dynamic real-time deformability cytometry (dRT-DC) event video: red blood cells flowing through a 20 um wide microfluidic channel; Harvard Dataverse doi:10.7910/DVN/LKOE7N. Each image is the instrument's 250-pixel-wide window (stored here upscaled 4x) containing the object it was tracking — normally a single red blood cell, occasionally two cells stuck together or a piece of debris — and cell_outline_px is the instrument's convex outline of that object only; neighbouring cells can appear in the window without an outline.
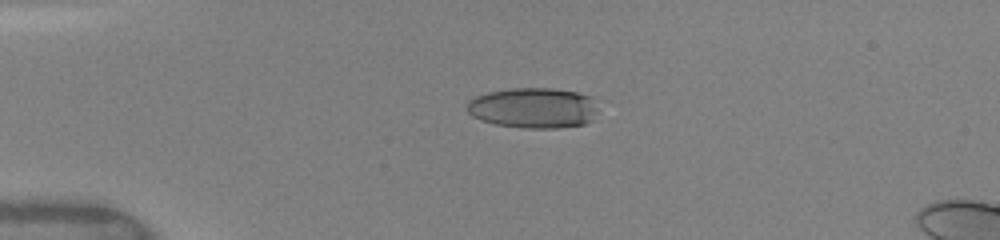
{"species": "human", "species_latin": "Homo sapiens", "temperature_condition": "warm", "stored_images_in_passage": 23, "camera_frame_rate_fps": 3000, "um_per_image_px": 0.085, "donor": {"sex": "female"}, "frame": {"image": 1, "passage_image": 1, "time_ms": 0.0, "image_size_px": [1000, 240], "cell_outline_px": [[596, 112], [592, 120], [584, 124], [560, 128], [524, 128], [496, 124], [480, 120], [472, 116], [468, 112], [468, 100], [476, 96], [488, 92], [512, 88], [552, 88], [576, 92], [592, 96], [596, 108]], "centroid_in_image_um": [45.34, 9.17], "position_along_channel_um": 39.7, "area_um2": 30.98}}
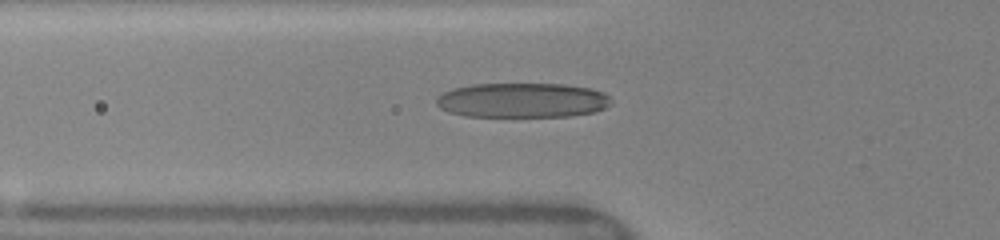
{"frame": {"image": 2, "passage_image": 10, "time_ms": 2.0, "image_size_px": [1000, 240], "cell_outline_px": [[612, 104], [596, 112], [572, 116], [464, 116], [448, 112], [440, 108], [436, 104], [436, 96], [444, 92], [456, 88], [472, 84], [564, 84], [588, 88], [604, 92], [612, 100]], "centroid_in_image_um": [44.41, 8.52], "position_along_channel_um": 81.4, "area_um2": 35.49}}
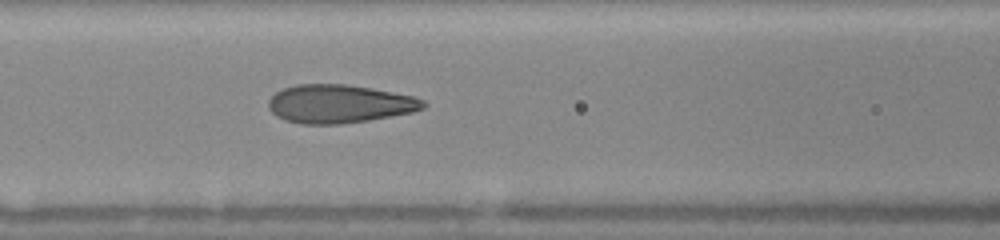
{"frame": {"image": 3, "passage_image": 16, "time_ms": 3.333, "image_size_px": [1000, 240], "cell_outline_px": [[428, 104], [424, 108], [412, 112], [368, 120], [340, 124], [300, 124], [284, 120], [276, 116], [268, 108], [268, 100], [276, 92], [284, 88], [296, 84], [348, 84], [372, 88], [416, 96], [424, 100]], "centroid_in_image_um": [28.85, 8.82], "position_along_channel_um": 137.8, "area_um2": 34.85}}